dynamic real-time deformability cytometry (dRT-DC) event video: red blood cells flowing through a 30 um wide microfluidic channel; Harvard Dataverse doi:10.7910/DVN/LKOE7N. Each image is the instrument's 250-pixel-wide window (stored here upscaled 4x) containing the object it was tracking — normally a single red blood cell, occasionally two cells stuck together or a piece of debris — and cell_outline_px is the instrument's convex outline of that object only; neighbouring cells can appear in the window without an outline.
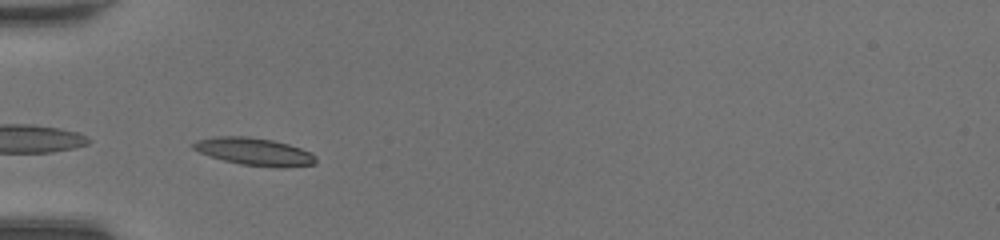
{"species": "common noctule bat (a hibernating species)", "species_latin": "Nyctalus noctula", "temperature_condition": "room temperature", "stored_images_in_passage": 18, "camera_frame_rate_fps": 3000, "um_per_image_px": 0.085, "animal": {"sex": "female", "body_mass_g": 20.0, "forearm_length_mm": 54.0}, "frame": {"image": 1, "passage_image": 1, "time_ms": 0.0, "image_size_px": [1000, 240], "cell_outline_px": [[316, 164], [284, 168], [280, 168], [240, 164], [224, 160], [200, 152], [192, 148], [192, 144], [196, 140], [216, 136], [248, 136], [272, 140], [288, 144], [312, 152], [316, 156]], "centroid_in_image_um": [21.66, 12.89], "position_along_channel_um": 63.3, "area_um2": 19.71}}
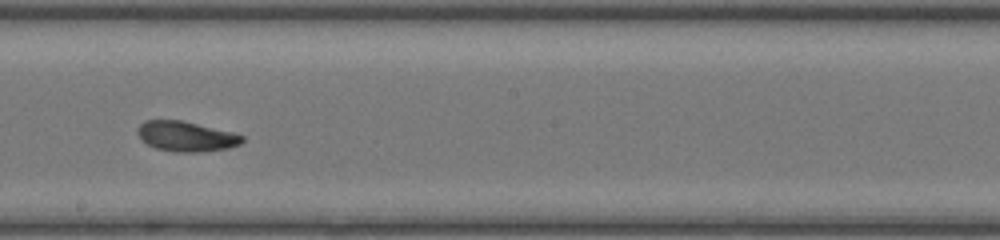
{"frame": {"image": 2, "passage_image": 13, "time_ms": 4.0, "image_size_px": [1000, 240], "cell_outline_px": [[244, 140], [240, 144], [228, 148], [200, 152], [176, 152], [156, 148], [148, 144], [136, 132], [140, 124], [144, 120], [180, 120], [232, 132], [244, 136]], "centroid_in_image_um": [15.83, 11.59], "position_along_channel_um": 232.4, "area_um2": 18.15}}
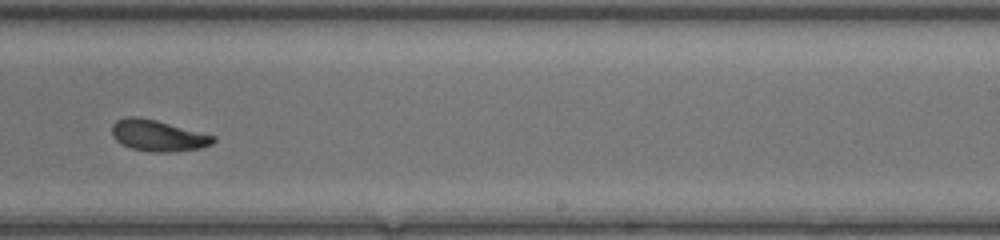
{"frame": {"image": 3, "passage_image": 16, "time_ms": 5.0, "image_size_px": [1000, 240], "cell_outline_px": [[216, 140], [212, 144], [200, 148], [172, 152], [152, 152], [132, 148], [120, 144], [112, 136], [112, 124], [116, 120], [128, 116], [140, 116], [156, 120], [216, 136]], "centroid_in_image_um": [13.41, 11.52], "position_along_channel_um": 275.6, "area_um2": 18.55}}